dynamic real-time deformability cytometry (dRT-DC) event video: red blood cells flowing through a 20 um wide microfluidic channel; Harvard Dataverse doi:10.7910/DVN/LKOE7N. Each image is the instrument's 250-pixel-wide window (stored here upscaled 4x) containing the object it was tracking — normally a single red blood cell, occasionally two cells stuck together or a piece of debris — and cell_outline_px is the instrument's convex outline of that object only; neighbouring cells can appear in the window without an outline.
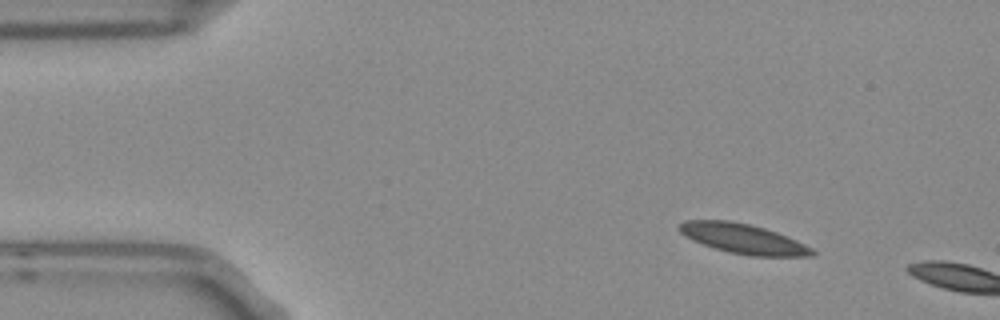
{"species": "Egyptian fruit bat (a non-hibernating species)", "species_latin": "Rousettus aegyptiacus", "temperature_condition": "room temperature", "stored_images_in_passage": 7, "camera_frame_rate_fps": 3000, "um_per_image_px": 0.085, "frame": {"image": 1, "passage_image": 1, "time_ms": 0.0, "image_size_px": [1000, 320], "cell_outline_px": [[816, 252], [812, 256], [748, 256], [728, 252], [692, 240], [680, 232], [676, 228], [684, 220], [728, 220], [748, 224], [764, 228], [776, 232], [796, 240], [812, 248]], "centroid_in_image_um": [63.15, 20.29], "position_along_channel_um": 21.8, "area_um2": 22.95}}
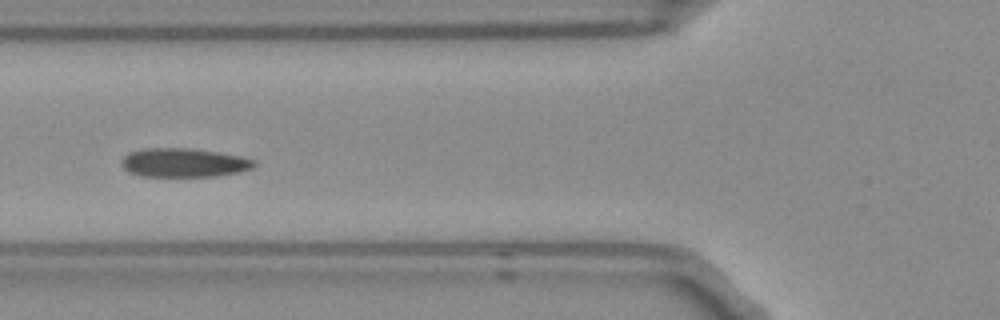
{"frame": {"image": 2, "passage_image": 4, "time_ms": 1.0, "image_size_px": [1000, 320], "cell_outline_px": [[256, 164], [252, 168], [236, 172], [216, 176], [140, 176], [128, 172], [120, 164], [124, 156], [132, 152], [144, 148], [188, 148], [216, 152], [240, 156], [252, 160]], "centroid_in_image_um": [15.57, 13.83], "position_along_channel_um": 110.2, "area_um2": 22.02}}